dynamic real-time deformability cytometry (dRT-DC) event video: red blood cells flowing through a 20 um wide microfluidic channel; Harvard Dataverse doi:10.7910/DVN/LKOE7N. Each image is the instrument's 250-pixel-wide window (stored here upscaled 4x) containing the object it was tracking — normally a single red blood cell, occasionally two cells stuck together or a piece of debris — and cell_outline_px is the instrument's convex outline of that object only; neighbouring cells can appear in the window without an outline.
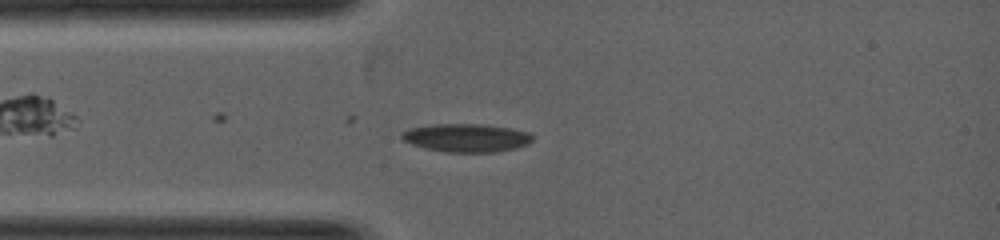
{"species": "common noctule bat (a hibernating species)", "species_latin": "Nyctalus noctula", "temperature_condition": "warm", "stored_images_in_passage": 2, "camera_frame_rate_fps": 5000, "um_per_image_px": 0.085, "animal": {"sex": "female", "body_mass_g": 19.0, "forearm_length_mm": 53.3}, "frame": {"image": 1, "passage_image": 2, "time_ms": 0.6, "image_size_px": [1000, 240], "cell_outline_px": [[532, 140], [528, 144], [516, 148], [496, 152], [448, 152], [424, 148], [412, 144], [404, 140], [400, 136], [400, 132], [408, 128], [432, 124], [484, 124], [512, 128], [528, 132], [532, 136]], "centroid_in_image_um": [39.62, 11.7], "position_along_channel_um": 45.4, "area_um2": 21.68}}